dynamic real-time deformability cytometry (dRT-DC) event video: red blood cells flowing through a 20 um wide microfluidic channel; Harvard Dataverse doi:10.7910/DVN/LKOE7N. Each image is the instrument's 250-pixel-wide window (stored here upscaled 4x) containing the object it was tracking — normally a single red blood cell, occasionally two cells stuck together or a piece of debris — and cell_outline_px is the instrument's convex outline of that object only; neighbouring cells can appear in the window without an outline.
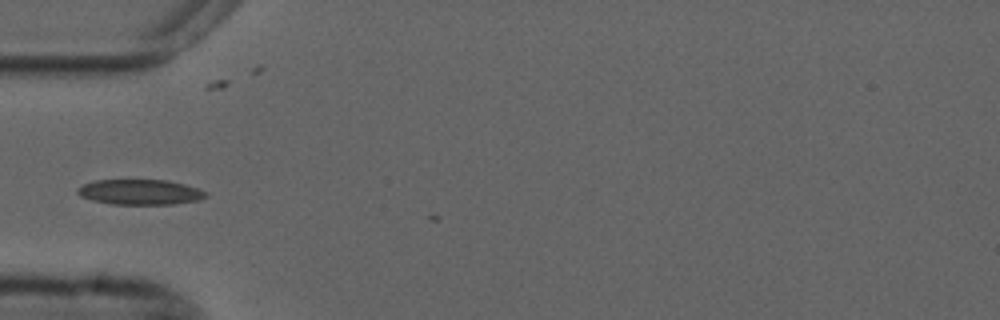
{"species": "common noctule bat (a hibernating species)", "species_latin": "Nyctalus noctula", "temperature_condition": "cold", "stored_images_in_passage": 6, "camera_frame_rate_fps": 3000, "um_per_image_px": 0.085, "animal": {"sex": "male", "forearm_length_mm": 52.5}, "frame": {"image": 1, "passage_image": 1, "time_ms": 0.0, "image_size_px": [1000, 320], "cell_outline_px": [[208, 196], [200, 200], [172, 204], [112, 204], [92, 200], [80, 196], [76, 192], [76, 188], [84, 184], [96, 180], [168, 180], [200, 188], [208, 192]], "centroid_in_image_um": [11.94, 16.32], "position_along_channel_um": 73.1, "area_um2": 19.02}}
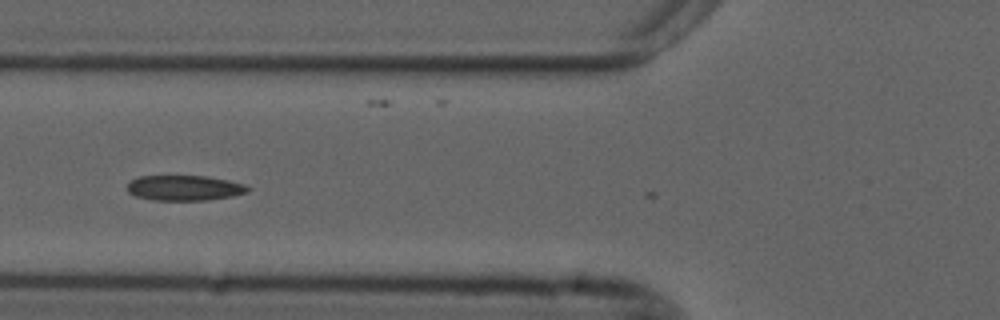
{"frame": {"image": 2, "passage_image": 4, "time_ms": 1.0, "image_size_px": [1000, 320], "cell_outline_px": [[252, 188], [248, 192], [232, 196], [208, 200], [152, 200], [136, 196], [128, 192], [128, 184], [132, 180], [140, 176], [208, 176], [228, 180], [244, 184]], "centroid_in_image_um": [15.71, 15.97], "position_along_channel_um": 110.1, "area_um2": 17.74}}